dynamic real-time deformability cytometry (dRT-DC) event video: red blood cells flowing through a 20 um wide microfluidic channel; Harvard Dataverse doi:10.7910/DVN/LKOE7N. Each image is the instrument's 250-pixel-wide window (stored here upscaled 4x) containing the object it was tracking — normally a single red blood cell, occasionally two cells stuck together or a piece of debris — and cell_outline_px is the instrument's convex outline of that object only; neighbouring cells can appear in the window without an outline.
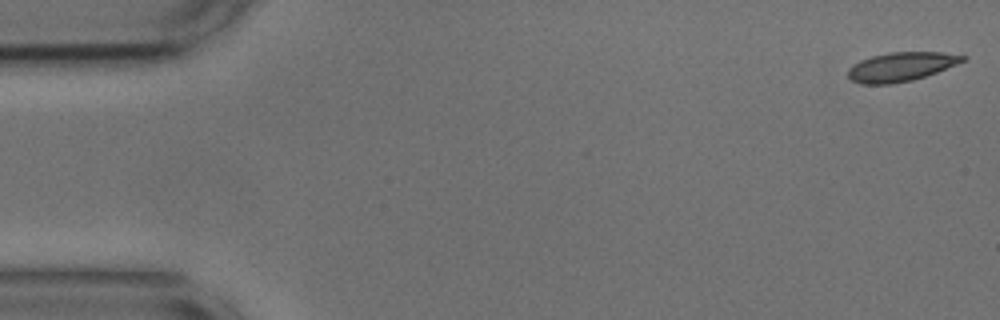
{"species": "common noctule bat (a hibernating species)", "species_latin": "Nyctalus noctula", "temperature_condition": "cold", "stored_images_in_passage": 4, "camera_frame_rate_fps": 3000, "um_per_image_px": 0.085, "animal": {"sex": "male", "body_mass_g": 17.9, "forearm_length_mm": 54.2}, "frame": {"image": 1, "passage_image": 1, "time_ms": 0.0, "image_size_px": [1000, 320], "cell_outline_px": [[968, 60], [936, 72], [912, 80], [892, 84], [860, 84], [852, 80], [848, 76], [848, 68], [860, 60], [872, 56], [888, 52], [940, 52], [968, 56]], "centroid_in_image_um": [76.6, 5.67], "position_along_channel_um": 8.4, "area_um2": 19.42}}